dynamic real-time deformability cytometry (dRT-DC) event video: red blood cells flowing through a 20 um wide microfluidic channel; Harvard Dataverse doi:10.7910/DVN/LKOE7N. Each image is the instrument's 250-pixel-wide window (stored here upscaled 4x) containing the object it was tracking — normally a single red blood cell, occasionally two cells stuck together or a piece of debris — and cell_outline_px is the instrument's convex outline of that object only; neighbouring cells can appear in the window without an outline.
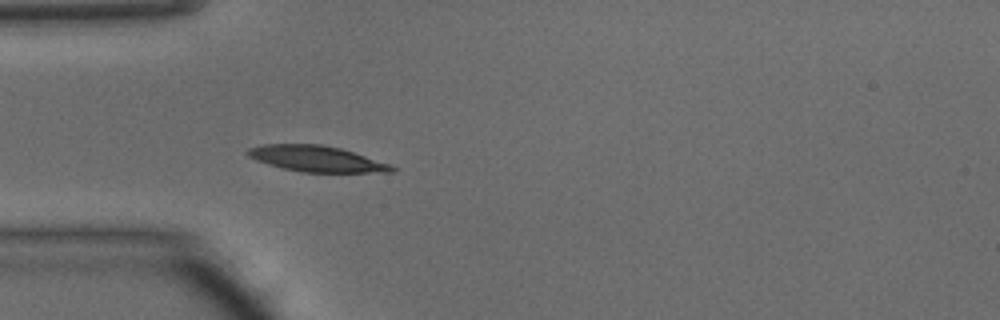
{"species": "common noctule bat (a hibernating species)", "species_latin": "Nyctalus noctula", "temperature_condition": "warm", "stored_images_in_passage": 11, "camera_frame_rate_fps": 3000, "um_per_image_px": 0.085, "animal": {"sex": "male", "body_mass_g": 15.6}, "frame": {"image": 1, "passage_image": 1, "time_ms": 0.0, "image_size_px": [1000, 320], "cell_outline_px": [[400, 168], [396, 172], [304, 172], [284, 168], [268, 164], [256, 160], [248, 156], [244, 152], [248, 148], [264, 144], [320, 144], [340, 148], [392, 164]], "centroid_in_image_um": [26.95, 13.49], "position_along_channel_um": 58.0, "area_um2": 21.85}}